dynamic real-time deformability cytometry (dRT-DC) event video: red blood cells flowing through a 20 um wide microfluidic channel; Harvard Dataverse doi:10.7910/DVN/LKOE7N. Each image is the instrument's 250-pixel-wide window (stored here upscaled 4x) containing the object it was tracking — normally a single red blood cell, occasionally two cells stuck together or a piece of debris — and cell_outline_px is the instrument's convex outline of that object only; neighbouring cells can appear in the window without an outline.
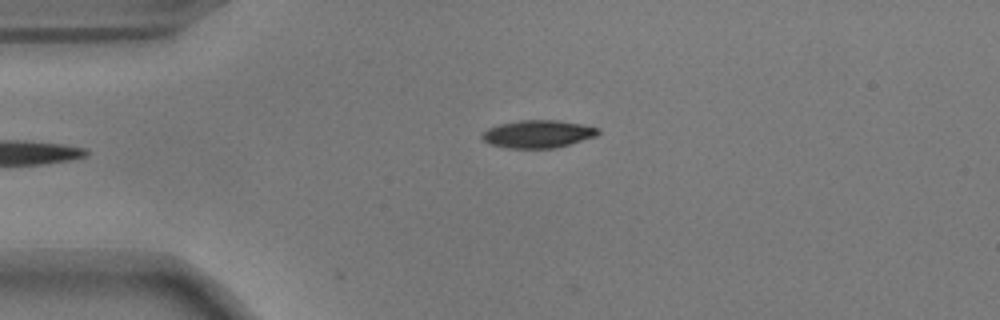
{"species": "common noctule bat (a hibernating species)", "species_latin": "Nyctalus noctula", "temperature_condition": "warm", "stored_images_in_passage": 43, "camera_frame_rate_fps": 3000, "um_per_image_px": 0.085, "animal": {"sex": "male", "body_mass_g": 17.9}, "frame": {"image": 1, "passage_image": 1, "time_ms": 0.0, "image_size_px": [1000, 320], "cell_outline_px": [[600, 132], [596, 136], [556, 148], [508, 148], [488, 144], [480, 136], [488, 128], [500, 124], [520, 120], [556, 120], [580, 124], [600, 128]], "centroid_in_image_um": [45.72, 11.39], "position_along_channel_um": 39.3, "area_um2": 18.67}}
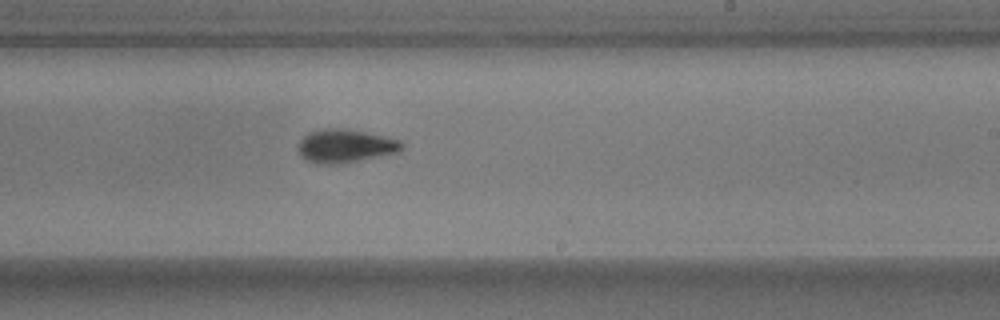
{"frame": {"image": 2, "passage_image": 21, "time_ms": 6.667, "image_size_px": [1000, 320], "cell_outline_px": [[404, 148], [400, 152], [356, 160], [332, 164], [320, 164], [304, 160], [300, 156], [300, 140], [308, 132], [316, 128], [348, 128], [400, 140], [404, 144]], "centroid_in_image_um": [29.34, 12.38], "position_along_channel_um": 259.7, "area_um2": 20.11}}
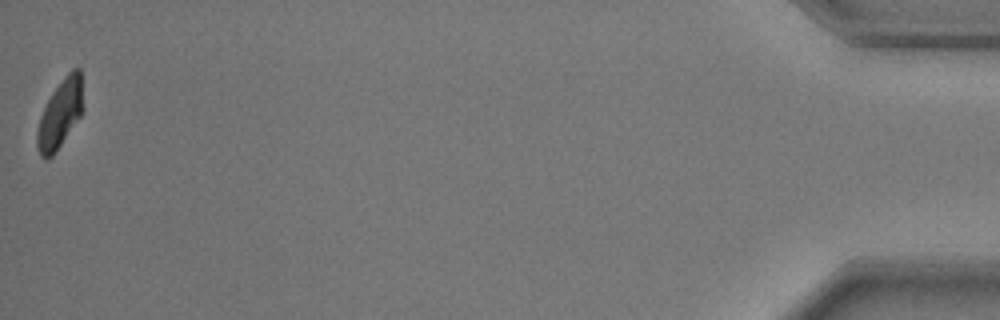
{"frame": {"image": 3, "passage_image": 43, "time_ms": 14.0, "image_size_px": [1000, 320], "cell_outline_px": [[84, 108], [80, 116], [52, 156], [48, 160], [44, 160], [40, 156], [36, 144], [36, 132], [40, 116], [52, 92], [64, 76], [72, 68], [80, 68]], "centroid_in_image_um": [5.1, 9.67], "position_along_channel_um": 430.1, "area_um2": 18.32}, "authors_computed_cell_mechanics": {"area_um2": 19.8832, "velocity_mm_per_s": 3.7006, "shape_relaxation_time_tau1_ms": 3.1697, "shape_relaxation_time_tau2_ms": 2.0777, "deformation_change_tau1": 0.1619, "deformation_change_tau2": 0.082}}